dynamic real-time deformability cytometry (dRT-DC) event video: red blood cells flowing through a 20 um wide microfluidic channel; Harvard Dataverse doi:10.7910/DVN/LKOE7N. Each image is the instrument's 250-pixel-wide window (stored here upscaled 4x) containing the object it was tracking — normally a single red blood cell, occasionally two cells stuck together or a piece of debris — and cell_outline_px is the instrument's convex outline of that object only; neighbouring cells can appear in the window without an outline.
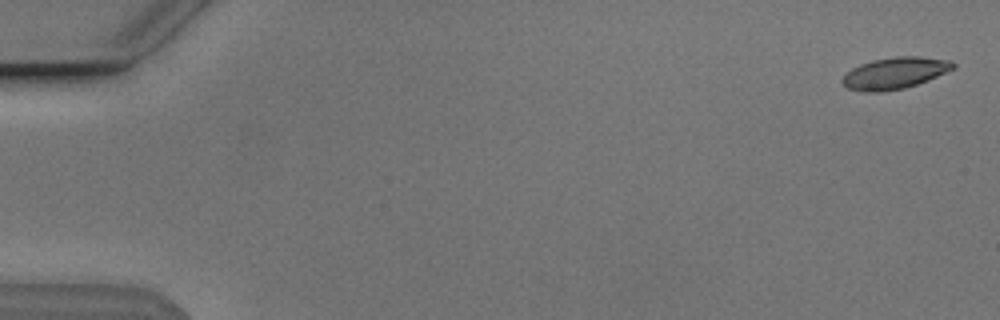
{"species": "Egyptian fruit bat (a non-hibernating species)", "species_latin": "Rousettus aegyptiacus", "temperature_condition": "cold", "stored_images_in_passage": 54, "camera_frame_rate_fps": 3000, "um_per_image_px": 0.085, "animal": {"sex": "male"}, "frame": {"image": 1, "passage_image": 2, "time_ms": 0.333, "image_size_px": [1000, 320], "cell_outline_px": [[956, 68], [928, 80], [904, 88], [880, 92], [864, 92], [848, 88], [840, 80], [852, 68], [860, 64], [872, 60], [896, 56], [920, 56], [952, 60], [956, 64]], "centroid_in_image_um": [76.09, 6.2], "position_along_channel_um": 8.9, "area_um2": 20.46}}
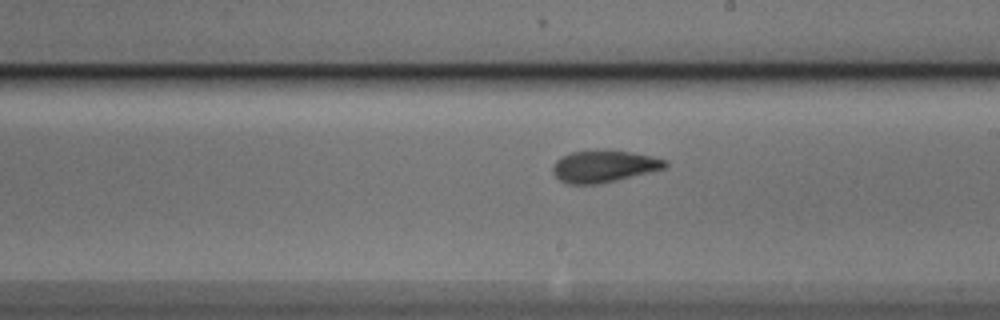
{"frame": {"image": 2, "passage_image": 32, "time_ms": 10.333, "image_size_px": [1000, 320], "cell_outline_px": [[668, 164], [664, 168], [616, 180], [596, 184], [568, 184], [560, 180], [552, 172], [552, 164], [560, 156], [572, 152], [596, 148], [608, 148], [652, 156], [668, 160]], "centroid_in_image_um": [51.29, 14.09], "position_along_channel_um": 237.7, "area_um2": 21.33}}
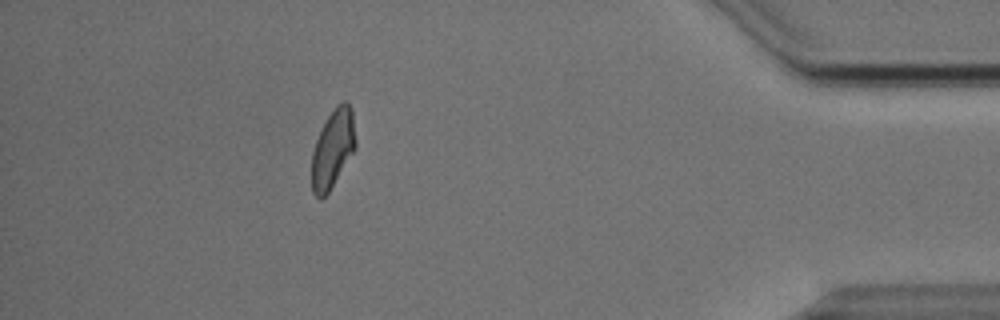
{"frame": {"image": 3, "passage_image": 49, "time_ms": 16.0, "image_size_px": [1000, 320], "cell_outline_px": [[356, 148], [328, 192], [320, 200], [312, 192], [312, 152], [316, 140], [328, 116], [336, 104], [344, 100], [348, 100], [352, 108], [356, 140]], "centroid_in_image_um": [28.31, 12.6], "position_along_channel_um": 406.9, "area_um2": 20.0}, "authors_computed_cell_mechanics": {"area_um2": 20.4323, "velocity_mm_per_s": 3.8276, "shape_relaxation_time_tau1_ms": 4.7725, "shape_relaxation_time_tau2_ms": 2.3403, "deformation_change_tau1": 0.1331, "deformation_change_tau2": 0.0887}}